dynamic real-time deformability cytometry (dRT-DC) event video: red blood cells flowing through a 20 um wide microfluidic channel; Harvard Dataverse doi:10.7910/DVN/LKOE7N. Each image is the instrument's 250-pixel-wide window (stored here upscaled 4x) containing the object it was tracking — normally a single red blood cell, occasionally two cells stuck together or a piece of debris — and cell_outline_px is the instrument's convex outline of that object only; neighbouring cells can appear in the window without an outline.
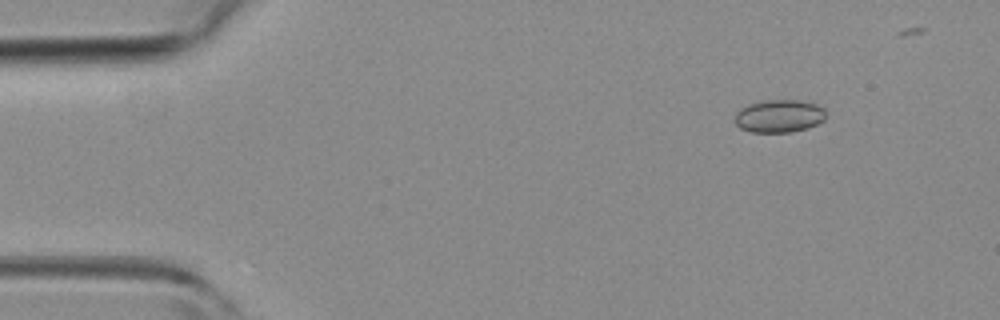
{"species": "common noctule bat (a hibernating species)", "species_latin": "Nyctalus noctula", "temperature_condition": "room temperature", "stored_images_in_passage": 4, "segment_of_instrument_passage": [1, 2], "camera_frame_rate_fps": 3000, "um_per_image_px": 0.085, "animal": {"sex": "female", "body_mass_g": 19.3, "forearm_length_mm": 54.1}, "frame": {"image": 1, "passage_image": 2, "time_ms": 1.333, "image_size_px": [1000, 320], "cell_outline_px": [[824, 120], [808, 128], [792, 132], [752, 132], [740, 128], [736, 124], [736, 112], [740, 108], [748, 104], [764, 100], [800, 100], [816, 104], [824, 108]], "centroid_in_image_um": [66.22, 9.86], "position_along_channel_um": 18.8, "area_um2": 17.4}}